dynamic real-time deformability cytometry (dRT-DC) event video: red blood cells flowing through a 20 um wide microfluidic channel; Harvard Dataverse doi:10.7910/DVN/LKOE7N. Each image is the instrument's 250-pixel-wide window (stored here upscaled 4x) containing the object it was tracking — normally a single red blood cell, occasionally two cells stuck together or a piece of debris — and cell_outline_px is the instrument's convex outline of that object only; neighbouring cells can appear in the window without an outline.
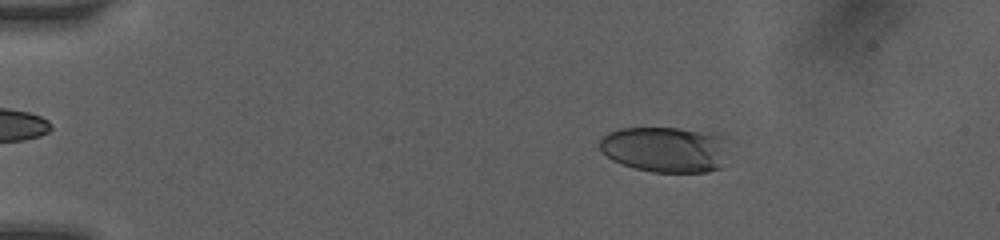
{"species": "human", "species_latin": "Homo sapiens", "temperature_condition": "room temperature", "stored_images_in_passage": 21, "camera_frame_rate_fps": 3000, "um_per_image_px": 0.085, "donor": {"sex": "female"}, "frame": {"image": 1, "passage_image": 7, "time_ms": 2.667, "image_size_px": [1000, 240], "cell_outline_px": [[724, 140], [720, 168], [708, 172], [652, 172], [636, 168], [612, 160], [600, 152], [600, 140], [608, 132], [620, 128], [680, 128], [712, 132], [724, 136]], "centroid_in_image_um": [56.48, 12.68], "position_along_channel_um": 28.5, "area_um2": 34.1}}
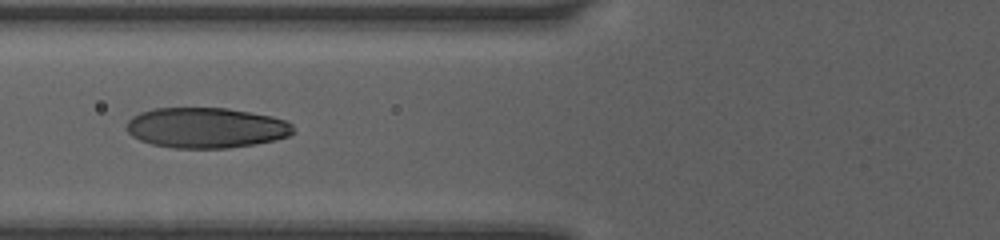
{"frame": {"image": 2, "passage_image": 17, "time_ms": 6.667, "image_size_px": [1000, 240], "cell_outline_px": [[296, 132], [288, 136], [276, 140], [228, 148], [176, 148], [152, 144], [140, 140], [132, 136], [128, 132], [128, 120], [132, 116], [140, 112], [156, 108], [228, 108], [272, 116], [288, 120], [292, 124]], "centroid_in_image_um": [17.56, 10.85], "position_along_channel_um": 108.2, "area_um2": 39.36}}
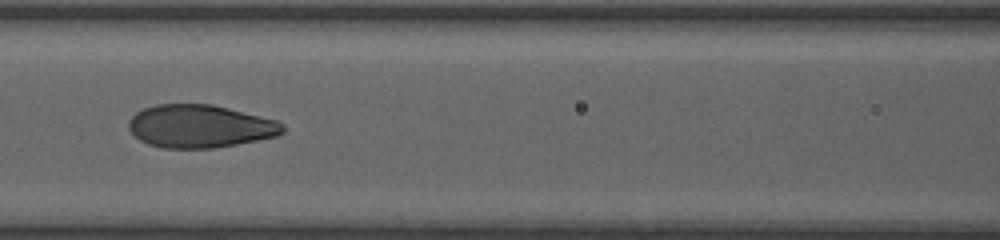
{"frame": {"image": 3, "passage_image": 19, "time_ms": 7.667, "image_size_px": [1000, 240], "cell_outline_px": [[284, 132], [276, 136], [216, 148], [160, 148], [148, 144], [140, 140], [128, 128], [128, 120], [136, 112], [144, 108], [156, 104], [212, 104], [276, 120], [284, 124]], "centroid_in_image_um": [16.97, 10.73], "position_along_channel_um": 149.6, "area_um2": 38.49}}